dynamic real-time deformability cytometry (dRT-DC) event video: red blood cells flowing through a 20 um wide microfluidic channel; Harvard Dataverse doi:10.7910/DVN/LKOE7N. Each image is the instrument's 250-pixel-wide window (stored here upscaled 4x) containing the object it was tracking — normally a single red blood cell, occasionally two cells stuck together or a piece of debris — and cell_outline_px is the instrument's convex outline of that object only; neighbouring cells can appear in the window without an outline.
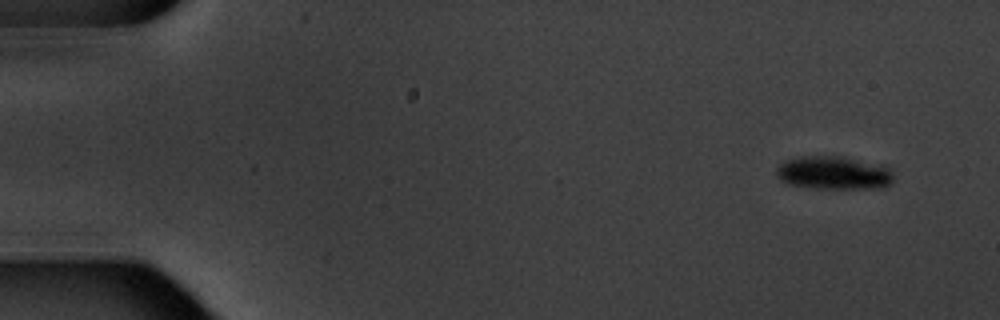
{"species": "common noctule bat (a hibernating species)", "species_latin": "Nyctalus noctula", "temperature_condition": "warm", "stored_images_in_passage": 5, "camera_frame_rate_fps": 3000, "um_per_image_px": 0.085, "animal": {"sex": "male", "body_mass_g": 20.1, "forearm_length_mm": 53.5}, "frame": {"image": 1, "passage_image": 2, "time_ms": 1.0, "image_size_px": [1000, 320], "cell_outline_px": [[892, 184], [876, 188], [816, 188], [788, 184], [780, 180], [776, 176], [776, 168], [780, 164], [788, 160], [800, 156], [844, 156], [884, 164], [892, 172]], "centroid_in_image_um": [70.88, 14.68], "position_along_channel_um": 14.1, "area_um2": 22.89}}
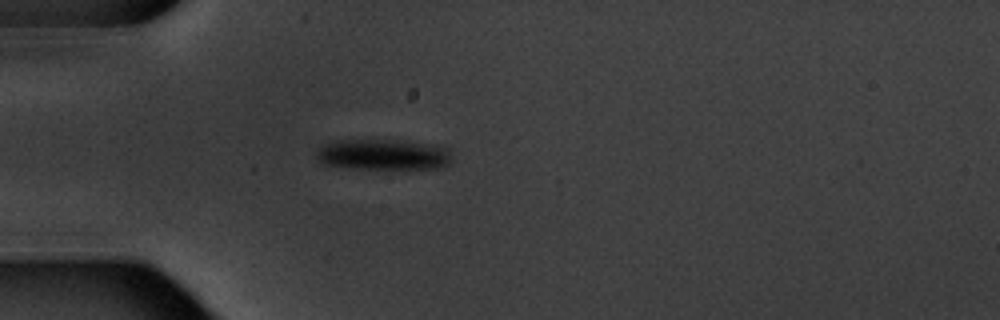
{"frame": {"image": 2, "passage_image": 5, "time_ms": 5.333, "image_size_px": [1000, 320], "cell_outline_px": [[452, 160], [448, 164], [440, 168], [348, 168], [320, 164], [316, 156], [316, 148], [324, 144], [336, 140], [404, 140], [436, 144], [448, 148]], "centroid_in_image_um": [32.55, 13.12], "position_along_channel_um": 52.4, "area_um2": 24.68}}